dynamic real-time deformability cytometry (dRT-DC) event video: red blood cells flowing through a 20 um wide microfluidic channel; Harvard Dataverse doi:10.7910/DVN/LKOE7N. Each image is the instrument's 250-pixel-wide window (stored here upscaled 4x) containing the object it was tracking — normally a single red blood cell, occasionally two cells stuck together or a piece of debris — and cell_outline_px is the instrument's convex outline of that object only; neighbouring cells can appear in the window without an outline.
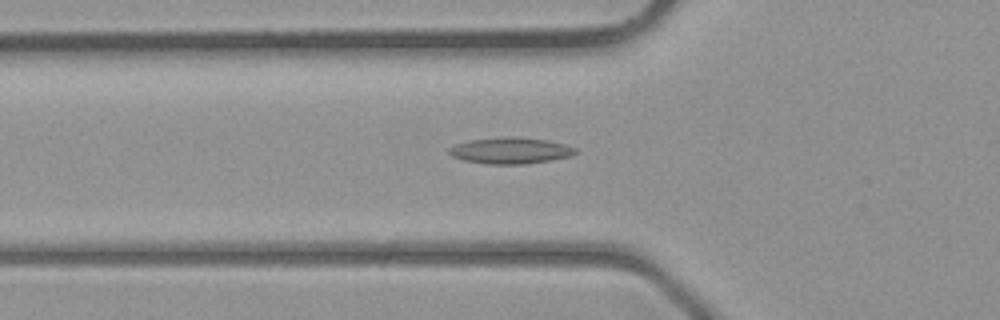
{"species": "common noctule bat (a hibernating species)", "species_latin": "Nyctalus noctula", "temperature_condition": "room temperature", "stored_images_in_passage": 42, "segment_of_instrument_passage": [1, 2], "camera_frame_rate_fps": 3000, "um_per_image_px": 0.085, "animal": {"sex": "male", "body_mass_g": 23.1, "forearm_length_mm": 52.7}, "frame": {"image": 1, "passage_image": 14, "time_ms": 4.333, "image_size_px": [1000, 320], "cell_outline_px": [[580, 152], [572, 156], [552, 160], [524, 164], [488, 164], [464, 160], [452, 156], [448, 152], [448, 148], [456, 144], [468, 140], [512, 136], [544, 140], [564, 144], [576, 148]], "centroid_in_image_um": [43.41, 12.8], "position_along_channel_um": 82.4, "area_um2": 19.36}}
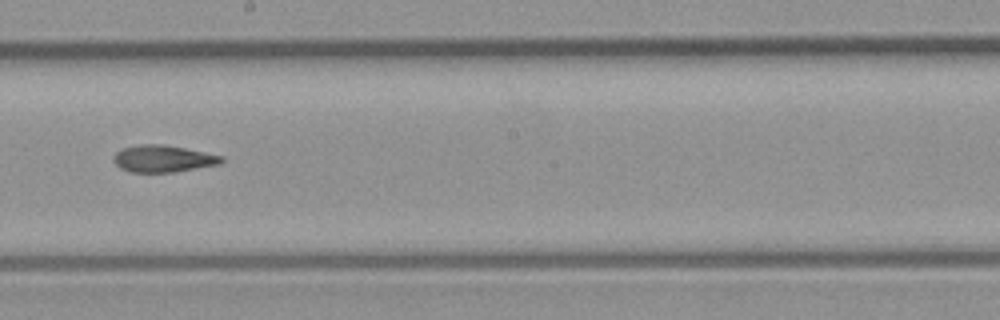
{"frame": {"image": 2, "passage_image": 23, "time_ms": 7.333, "image_size_px": [1000, 320], "cell_outline_px": [[224, 160], [220, 164], [172, 172], [132, 172], [120, 168], [112, 160], [112, 156], [120, 148], [140, 144], [164, 144], [224, 156]], "centroid_in_image_um": [13.83, 13.48], "position_along_channel_um": 234.4, "area_um2": 16.99}}
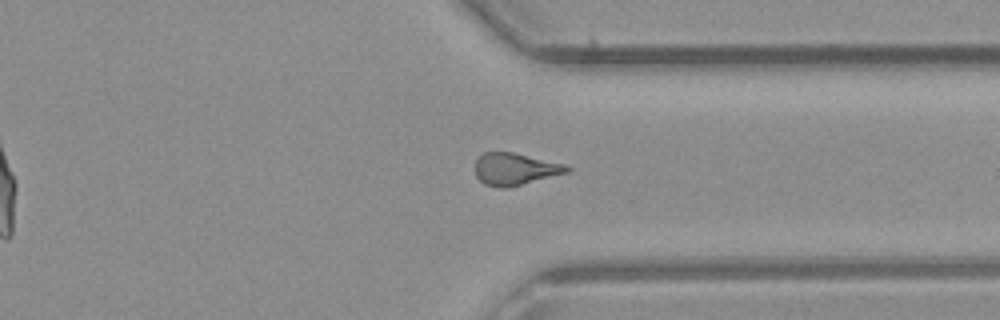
{"frame": {"image": 3, "passage_image": 31, "time_ms": 10.0, "image_size_px": [1000, 320], "cell_outline_px": [[572, 168], [568, 172], [508, 188], [500, 188], [484, 184], [476, 176], [476, 160], [484, 152], [512, 152], [564, 164]], "centroid_in_image_um": [43.77, 14.38], "position_along_channel_um": 367.6, "area_um2": 16.99}}